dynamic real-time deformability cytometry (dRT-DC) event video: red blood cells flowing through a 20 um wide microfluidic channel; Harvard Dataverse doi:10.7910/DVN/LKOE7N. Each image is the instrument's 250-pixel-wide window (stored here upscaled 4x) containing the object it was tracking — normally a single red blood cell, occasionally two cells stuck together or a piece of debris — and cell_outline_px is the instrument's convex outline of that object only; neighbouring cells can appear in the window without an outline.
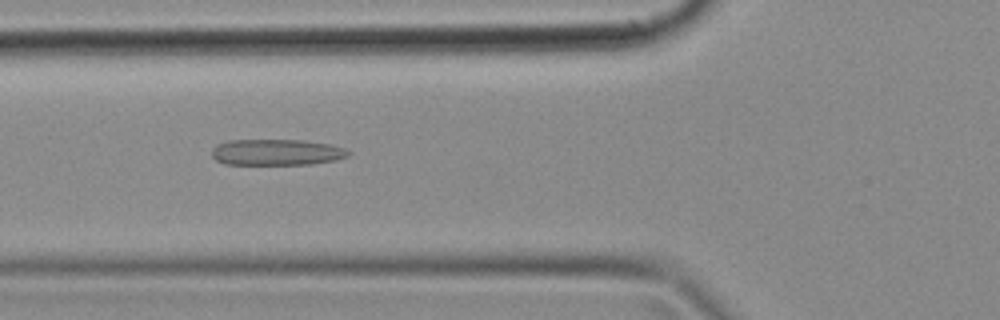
{"species": "common noctule bat (a hibernating species)", "species_latin": "Nyctalus noctula", "temperature_condition": "cold", "stored_images_in_passage": 40, "camera_frame_rate_fps": 3000, "um_per_image_px": 0.085, "animal": {"sex": "female", "body_mass_g": 18.4}, "frame": {"image": 1, "passage_image": 9, "time_ms": 2.667, "image_size_px": [1000, 320], "cell_outline_px": [[352, 152], [348, 156], [336, 160], [312, 164], [224, 164], [216, 160], [212, 156], [212, 148], [216, 144], [228, 140], [304, 140], [328, 144], [344, 148]], "centroid_in_image_um": [23.5, 12.94], "position_along_channel_um": 102.3, "area_um2": 20.87}}
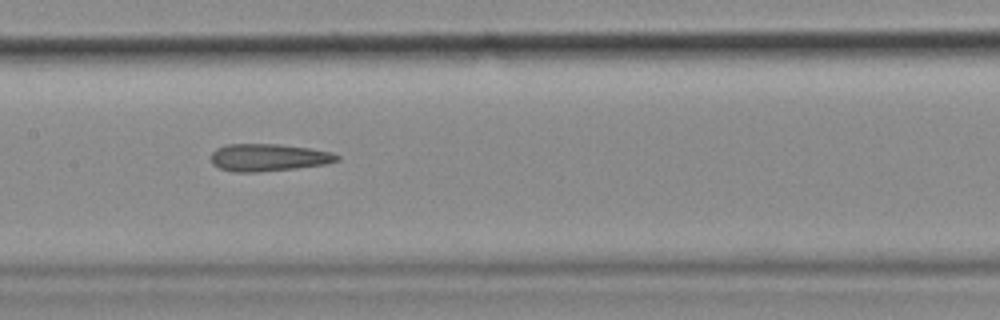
{"frame": {"image": 2, "passage_image": 15, "time_ms": 4.667, "image_size_px": [1000, 320], "cell_outline_px": [[340, 160], [324, 164], [296, 168], [256, 172], [232, 172], [220, 168], [212, 164], [212, 152], [216, 148], [228, 144], [280, 144], [308, 148], [332, 152], [340, 156]], "centroid_in_image_um": [22.81, 13.38], "position_along_channel_um": 184.6, "area_um2": 20.06}}
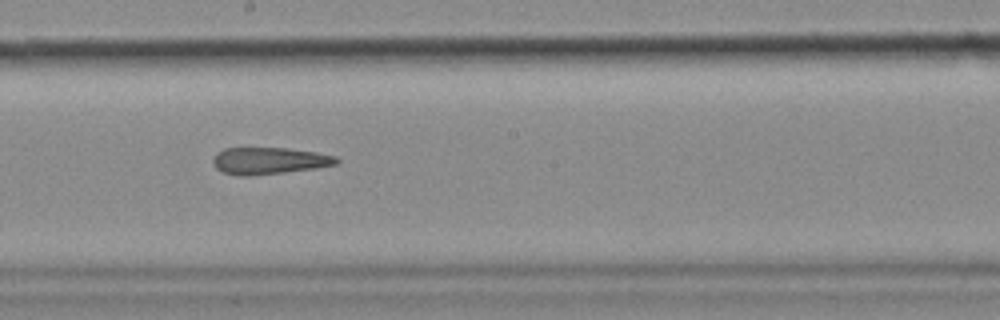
{"frame": {"image": 3, "passage_image": 18, "time_ms": 5.667, "image_size_px": [1000, 320], "cell_outline_px": [[340, 160], [336, 164], [316, 168], [284, 172], [248, 176], [240, 176], [224, 172], [216, 168], [212, 160], [216, 152], [224, 148], [288, 148], [316, 152], [336, 156]], "centroid_in_image_um": [22.87, 13.66], "position_along_channel_um": 225.3, "area_um2": 19.31}}